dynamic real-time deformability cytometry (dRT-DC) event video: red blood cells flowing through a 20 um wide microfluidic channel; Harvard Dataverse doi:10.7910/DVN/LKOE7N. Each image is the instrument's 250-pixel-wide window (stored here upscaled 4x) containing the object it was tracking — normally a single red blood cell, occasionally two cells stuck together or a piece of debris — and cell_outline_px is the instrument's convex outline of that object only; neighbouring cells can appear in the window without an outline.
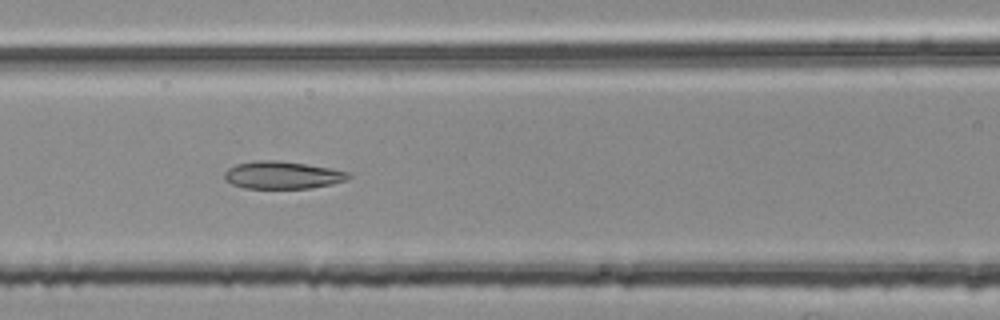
{"species": "common noctule bat (a hibernating species)", "species_latin": "Nyctalus noctula", "temperature_condition": "room temperature", "stored_images_in_passage": 42, "camera_frame_rate_fps": 3000, "um_per_image_px": 0.085, "animal": {"sex": "female", "body_mass_g": 25.1}, "frame": {"image": 1, "passage_image": 12, "time_ms": 3.667, "image_size_px": [1000, 320], "cell_outline_px": [[352, 176], [348, 180], [332, 184], [312, 188], [244, 188], [232, 184], [224, 180], [224, 172], [228, 168], [236, 164], [260, 160], [280, 160], [332, 168], [348, 172]], "centroid_in_image_um": [24.02, 14.88], "position_along_channel_um": 142.6, "area_um2": 20.06}}
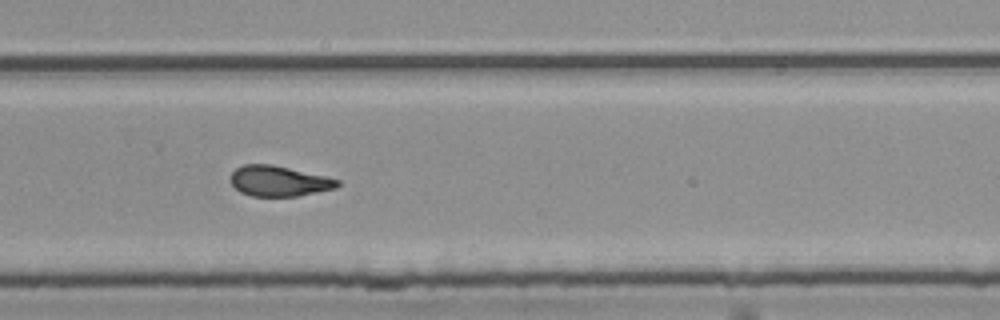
{"frame": {"image": 2, "passage_image": 25, "time_ms": 8.0, "image_size_px": [1000, 320], "cell_outline_px": [[340, 184], [336, 188], [296, 196], [252, 196], [240, 192], [232, 184], [232, 172], [236, 168], [244, 164], [272, 164], [324, 176], [340, 180]], "centroid_in_image_um": [23.7, 15.39], "position_along_channel_um": 306.1, "area_um2": 18.73}}
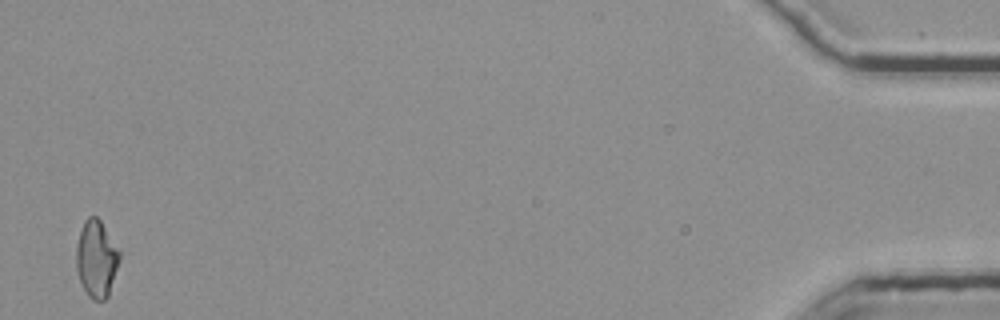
{"frame": {"image": 3, "passage_image": 42, "time_ms": 13.667, "image_size_px": [1000, 320], "cell_outline_px": [[120, 260], [108, 296], [104, 300], [92, 300], [88, 296], [80, 280], [76, 268], [76, 248], [80, 232], [84, 220], [88, 216], [96, 216], [100, 220], [120, 252]], "centroid_in_image_um": [8.19, 22.0], "position_along_channel_um": 427.0, "area_um2": 19.25}, "authors_computed_cell_mechanics": {"area_um2": 19.5075, "velocity_mm_per_s": 3.785, "shape_relaxation_time_tau1_ms": null, "shape_relaxation_time_tau2_ms": 2.8915, "deformation_change_tau1": null, "deformation_change_tau2": 0.1103}}